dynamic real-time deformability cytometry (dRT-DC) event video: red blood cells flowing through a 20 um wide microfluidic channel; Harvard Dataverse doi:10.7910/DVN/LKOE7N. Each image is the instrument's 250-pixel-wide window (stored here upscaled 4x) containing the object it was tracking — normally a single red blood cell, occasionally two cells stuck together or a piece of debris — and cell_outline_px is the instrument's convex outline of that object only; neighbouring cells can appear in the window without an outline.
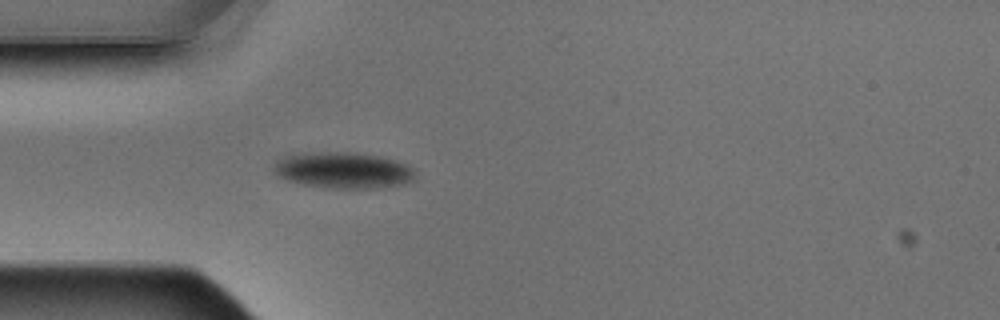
{"species": "Egyptian fruit bat (a non-hibernating species)", "species_latin": "Rousettus aegyptiacus", "temperature_condition": "warm", "stored_images_in_passage": 4, "camera_frame_rate_fps": 3000, "um_per_image_px": 0.085, "animal": {"sex": "male"}, "frame": {"image": 1, "passage_image": 4, "time_ms": 1.0, "image_size_px": [1000, 320], "cell_outline_px": [[416, 180], [404, 184], [376, 188], [332, 188], [308, 184], [288, 180], [272, 172], [276, 160], [284, 156], [304, 152], [356, 152], [380, 156], [396, 160], [408, 164], [416, 168]], "centroid_in_image_um": [29.25, 14.45], "position_along_channel_um": 55.7, "area_um2": 30.17}}